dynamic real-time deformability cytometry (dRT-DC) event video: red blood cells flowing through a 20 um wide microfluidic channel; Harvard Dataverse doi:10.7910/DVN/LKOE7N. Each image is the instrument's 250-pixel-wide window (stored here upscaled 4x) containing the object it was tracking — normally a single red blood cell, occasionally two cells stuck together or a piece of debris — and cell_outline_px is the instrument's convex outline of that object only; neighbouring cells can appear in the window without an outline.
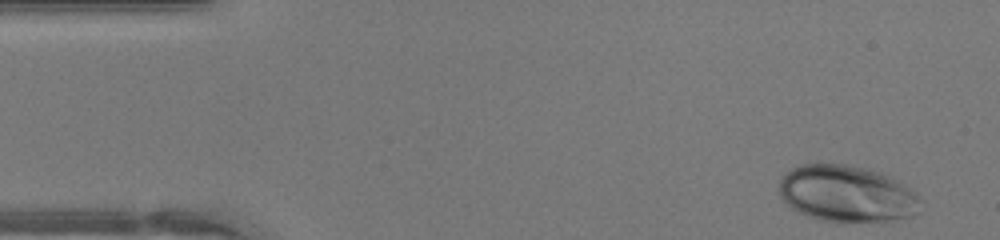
{"species": "human", "species_latin": "Homo sapiens", "temperature_condition": "warm", "stored_images_in_passage": 44, "camera_frame_rate_fps": 3000, "um_per_image_px": 0.085, "donor": {"sex": "female"}, "frame": {"image": 1, "passage_image": 1, "time_ms": 0.0, "image_size_px": [1000, 240], "cell_outline_px": [[920, 212], [912, 216], [888, 220], [840, 224], [836, 224], [816, 220], [792, 208], [780, 196], [780, 176], [784, 172], [800, 164], [816, 160], [820, 160], [848, 164], [872, 168], [904, 184], [916, 192], [920, 196]], "centroid_in_image_um": [71.95, 16.44], "position_along_channel_um": 13.0, "area_um2": 48.38}}
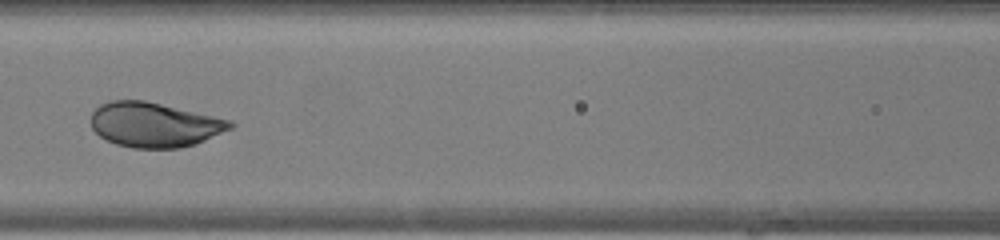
{"frame": {"image": 2, "passage_image": 18, "time_ms": 5.667, "image_size_px": [1000, 240], "cell_outline_px": [[236, 124], [232, 128], [196, 144], [180, 148], [132, 148], [116, 144], [100, 136], [92, 128], [92, 112], [100, 104], [112, 100], [144, 100], [232, 120]], "centroid_in_image_um": [13.14, 10.6], "position_along_channel_um": 153.5, "area_um2": 36.24}}
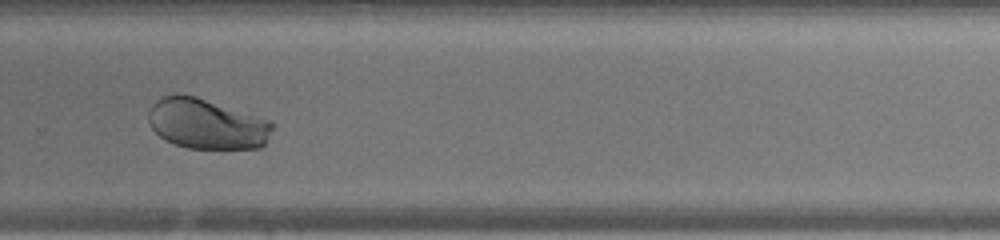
{"frame": {"image": 3, "passage_image": 29, "time_ms": 9.333, "image_size_px": [1000, 240], "cell_outline_px": [[272, 128], [264, 144], [260, 148], [188, 148], [164, 140], [152, 128], [148, 120], [148, 112], [152, 104], [160, 96], [176, 92], [196, 96], [268, 120], [272, 124]], "centroid_in_image_um": [17.49, 10.5], "position_along_channel_um": 312.3, "area_um2": 36.18}, "authors_computed_cell_mechanics": {"area_um2": 41.327, "velocity_mm_per_s": 4.3441, "shape_relaxation_time_tau1_ms": 2.1327, "shape_relaxation_time_tau2_ms": null, "deformation_change_tau1": 0.1077, "deformation_change_tau2": null}}